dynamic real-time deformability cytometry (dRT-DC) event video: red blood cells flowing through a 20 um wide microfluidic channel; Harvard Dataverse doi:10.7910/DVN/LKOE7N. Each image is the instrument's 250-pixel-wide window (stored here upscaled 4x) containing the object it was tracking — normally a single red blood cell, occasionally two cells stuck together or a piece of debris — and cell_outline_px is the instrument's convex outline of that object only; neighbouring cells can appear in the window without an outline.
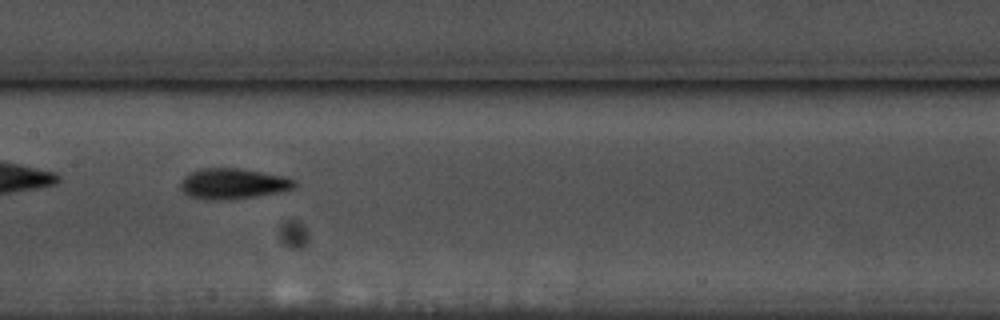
{"species": "common noctule bat (a hibernating species)", "species_latin": "Nyctalus noctula", "temperature_condition": "warm", "stored_images_in_passage": 42, "camera_frame_rate_fps": 3000, "um_per_image_px": 0.085, "animal": {"sex": "male", "body_mass_g": 17.5, "forearm_length_mm": 52.3}, "frame": {"image": 1, "passage_image": 13, "time_ms": 4.0, "image_size_px": [1000, 320], "cell_outline_px": [[296, 188], [256, 196], [228, 200], [204, 200], [188, 196], [180, 188], [180, 184], [184, 176], [200, 168], [240, 168], [284, 176], [296, 180]], "centroid_in_image_um": [19.79, 15.62], "position_along_channel_um": 187.6, "area_um2": 20.46}, "authors_computed_cell_mechanics": {"area_um2": 18.6983, "velocity_mm_per_s": 3.5622, "shape_relaxation_time_tau1_ms": 3.2857, "shape_relaxation_time_tau2_ms": 2.0387, "deformation_change_tau1": 0.1689, "deformation_change_tau2": 0.0891}}